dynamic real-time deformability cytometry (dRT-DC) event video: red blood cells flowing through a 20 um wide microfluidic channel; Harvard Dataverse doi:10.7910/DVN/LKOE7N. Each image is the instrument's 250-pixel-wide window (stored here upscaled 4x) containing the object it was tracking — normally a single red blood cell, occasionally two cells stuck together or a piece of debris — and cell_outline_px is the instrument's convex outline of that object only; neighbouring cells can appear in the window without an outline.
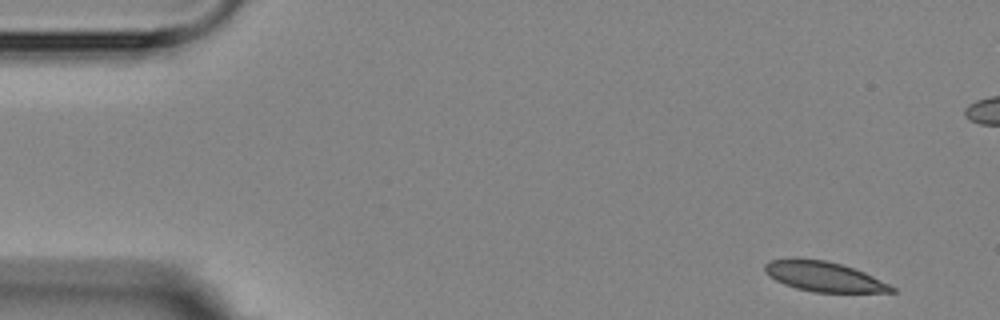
{"species": "Egyptian fruit bat (a non-hibernating species)", "species_latin": "Rousettus aegyptiacus", "temperature_condition": "room temperature", "stored_images_in_passage": 7, "camera_frame_rate_fps": 3000, "um_per_image_px": 0.085, "animal": {"sex": "female"}, "frame": {"image": 1, "passage_image": 1, "time_ms": 0.0, "image_size_px": [1000, 320], "cell_outline_px": [[896, 292], [812, 292], [796, 288], [784, 284], [776, 280], [764, 272], [764, 264], [768, 260], [792, 256], [796, 256], [824, 260], [840, 264], [864, 272], [896, 288]], "centroid_in_image_um": [69.94, 23.47], "position_along_channel_um": 15.1, "area_um2": 22.37}}
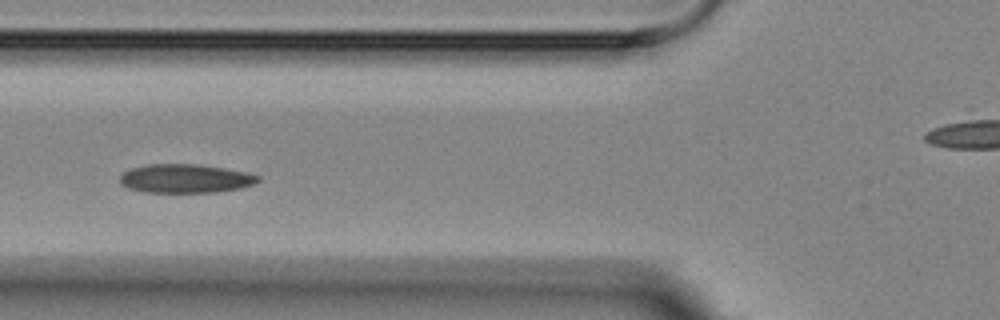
{"frame": {"image": 2, "passage_image": 6, "time_ms": 5.667, "image_size_px": [1000, 320], "cell_outline_px": [[260, 180], [252, 184], [240, 188], [216, 192], [144, 192], [128, 188], [120, 184], [120, 176], [124, 172], [132, 168], [148, 164], [196, 164], [224, 168], [248, 172], [260, 176]], "centroid_in_image_um": [15.75, 15.17], "position_along_channel_um": 110.0, "area_um2": 23.12}}
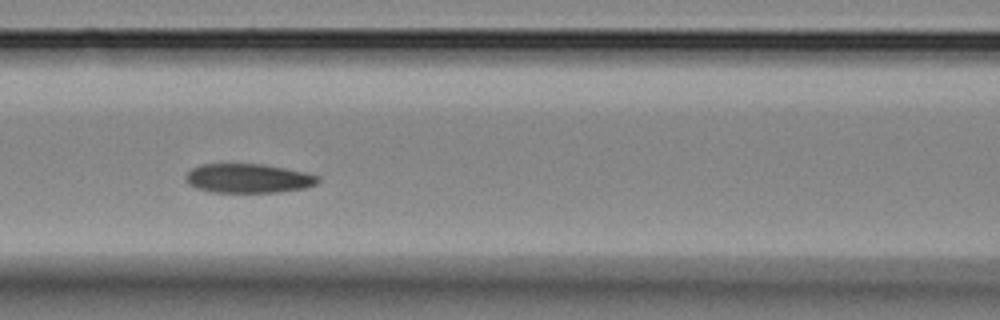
{"frame": {"image": 3, "passage_image": 7, "time_ms": 6.667, "image_size_px": [1000, 320], "cell_outline_px": [[320, 180], [316, 184], [304, 188], [276, 192], [212, 192], [196, 188], [188, 184], [184, 180], [184, 176], [192, 168], [200, 164], [260, 164], [284, 168], [304, 172], [320, 176]], "centroid_in_image_um": [21.06, 15.16], "position_along_channel_um": 145.5, "area_um2": 22.48}}